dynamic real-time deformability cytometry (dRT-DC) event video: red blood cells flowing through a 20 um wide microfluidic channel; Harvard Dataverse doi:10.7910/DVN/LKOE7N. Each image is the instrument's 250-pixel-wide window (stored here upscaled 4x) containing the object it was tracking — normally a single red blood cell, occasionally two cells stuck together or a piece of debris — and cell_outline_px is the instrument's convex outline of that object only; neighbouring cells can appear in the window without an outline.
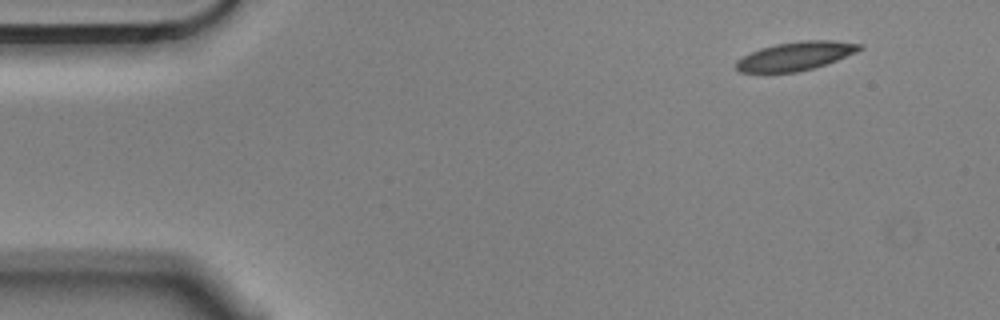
{"species": "Egyptian fruit bat (a non-hibernating species)", "species_latin": "Rousettus aegyptiacus", "temperature_condition": "cold", "stored_images_in_passage": 4, "segment_of_instrument_passage": [2, 2], "camera_frame_rate_fps": 3000, "um_per_image_px": 0.085, "animal": {"sex": "male"}, "frame": {"image": 1, "passage_image": 4, "time_ms": 1.0, "image_size_px": [1000, 320], "cell_outline_px": [[864, 48], [856, 52], [836, 60], [812, 68], [796, 72], [740, 72], [736, 68], [736, 60], [760, 48], [776, 44], [800, 40], [832, 40], [864, 44]], "centroid_in_image_um": [67.65, 4.75], "position_along_channel_um": 17.4, "area_um2": 20.4}}